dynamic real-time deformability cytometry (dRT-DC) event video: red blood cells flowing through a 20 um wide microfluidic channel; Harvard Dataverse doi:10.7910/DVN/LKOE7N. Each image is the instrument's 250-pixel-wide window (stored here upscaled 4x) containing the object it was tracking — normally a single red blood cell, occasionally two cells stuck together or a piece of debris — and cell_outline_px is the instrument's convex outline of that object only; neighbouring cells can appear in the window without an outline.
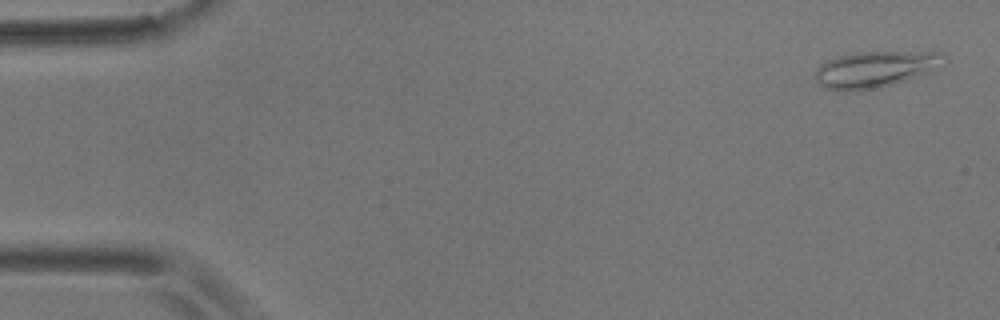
{"species": "common noctule bat (a hibernating species)", "species_latin": "Nyctalus noctula", "temperature_condition": "room temperature", "stored_images_in_passage": 4, "camera_frame_rate_fps": 3000, "um_per_image_px": 0.085, "animal": {"sex": "male", "body_mass_g": 17.9}, "frame": {"image": 1, "passage_image": 1, "time_ms": 0.0, "image_size_px": [1000, 320], "cell_outline_px": [[948, 64], [932, 72], [892, 84], [872, 88], [844, 92], [824, 88], [816, 80], [816, 68], [820, 64], [836, 56], [856, 52], [944, 52], [948, 56]], "centroid_in_image_um": [74.48, 5.87], "position_along_channel_um": 10.5, "area_um2": 27.63}}